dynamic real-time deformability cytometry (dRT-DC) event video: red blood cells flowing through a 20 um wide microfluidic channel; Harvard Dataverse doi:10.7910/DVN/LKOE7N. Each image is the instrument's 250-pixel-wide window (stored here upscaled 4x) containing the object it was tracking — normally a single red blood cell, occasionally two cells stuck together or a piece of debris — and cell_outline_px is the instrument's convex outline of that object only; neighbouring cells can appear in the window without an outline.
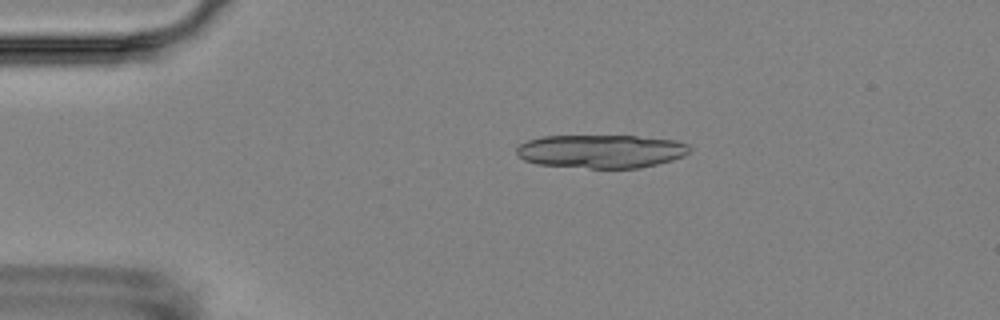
{"species": "Egyptian fruit bat (a non-hibernating species)", "species_latin": "Rousettus aegyptiacus", "temperature_condition": "room temperature", "stored_images_in_passage": 2, "camera_frame_rate_fps": 3000, "um_per_image_px": 0.085, "animal": {"sex": "female"}, "frame": {"image": 1, "passage_image": 1, "time_ms": 0.0, "image_size_px": [1000, 320], "cell_outline_px": [[692, 148], [684, 156], [672, 160], [640, 168], [588, 168], [536, 164], [524, 160], [516, 156], [516, 148], [520, 144], [528, 140], [544, 136], [636, 136], [676, 140], [688, 144]], "centroid_in_image_um": [51.09, 12.86], "position_along_channel_um": 33.9, "area_um2": 33.87}}